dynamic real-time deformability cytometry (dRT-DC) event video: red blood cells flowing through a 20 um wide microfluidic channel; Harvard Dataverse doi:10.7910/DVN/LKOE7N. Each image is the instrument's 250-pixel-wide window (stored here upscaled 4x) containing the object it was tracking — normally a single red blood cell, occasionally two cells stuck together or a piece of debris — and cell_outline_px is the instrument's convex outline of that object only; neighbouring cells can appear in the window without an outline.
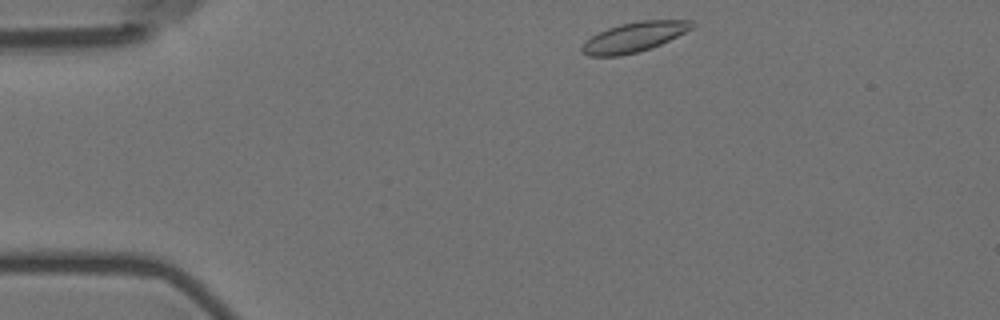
{"species": "Egyptian fruit bat (a non-hibernating species)", "species_latin": "Rousettus aegyptiacus", "temperature_condition": "room temperature", "stored_images_in_passage": 48, "camera_frame_rate_fps": 3000, "um_per_image_px": 0.085, "animal": {"sex": "female"}, "frame": {"image": 1, "passage_image": 1, "time_ms": 0.0, "image_size_px": [1000, 320], "cell_outline_px": [[696, 24], [692, 28], [652, 48], [620, 56], [588, 56], [580, 52], [580, 48], [584, 40], [608, 28], [620, 24], [640, 20], [692, 20]], "centroid_in_image_um": [53.86, 3.15], "position_along_channel_um": 31.1, "area_um2": 19.07}}
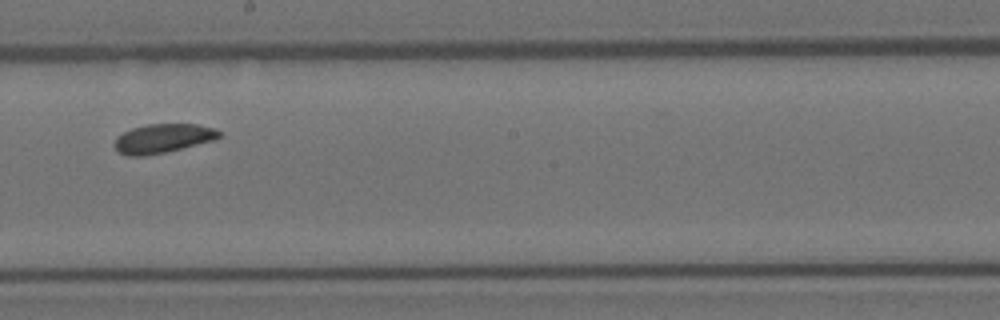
{"frame": {"image": 2, "passage_image": 23, "time_ms": 7.333, "image_size_px": [1000, 320], "cell_outline_px": [[220, 136], [212, 140], [164, 152], [144, 156], [128, 156], [116, 152], [112, 144], [116, 136], [132, 128], [148, 124], [196, 124], [216, 128], [220, 132]], "centroid_in_image_um": [13.76, 11.76], "position_along_channel_um": 234.4, "area_um2": 17.69}}
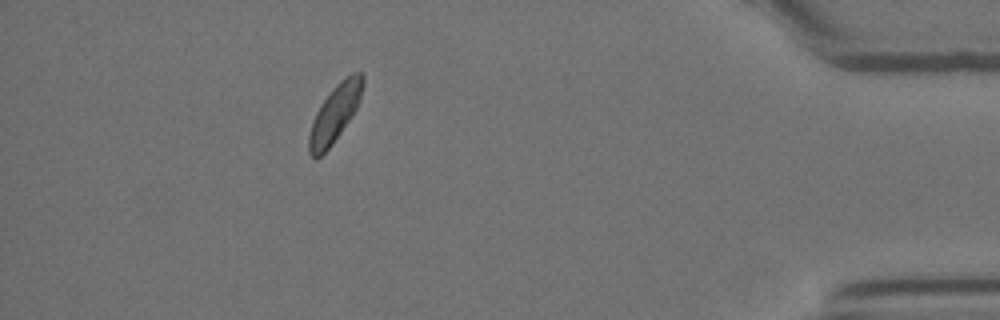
{"frame": {"image": 3, "passage_image": 42, "time_ms": 13.667, "image_size_px": [1000, 320], "cell_outline_px": [[364, 84], [360, 100], [352, 116], [332, 144], [316, 160], [308, 152], [308, 136], [312, 120], [320, 104], [336, 84], [344, 76], [352, 72], [360, 72], [364, 76]], "centroid_in_image_um": [28.46, 9.62], "position_along_channel_um": 406.7, "area_um2": 18.03}}